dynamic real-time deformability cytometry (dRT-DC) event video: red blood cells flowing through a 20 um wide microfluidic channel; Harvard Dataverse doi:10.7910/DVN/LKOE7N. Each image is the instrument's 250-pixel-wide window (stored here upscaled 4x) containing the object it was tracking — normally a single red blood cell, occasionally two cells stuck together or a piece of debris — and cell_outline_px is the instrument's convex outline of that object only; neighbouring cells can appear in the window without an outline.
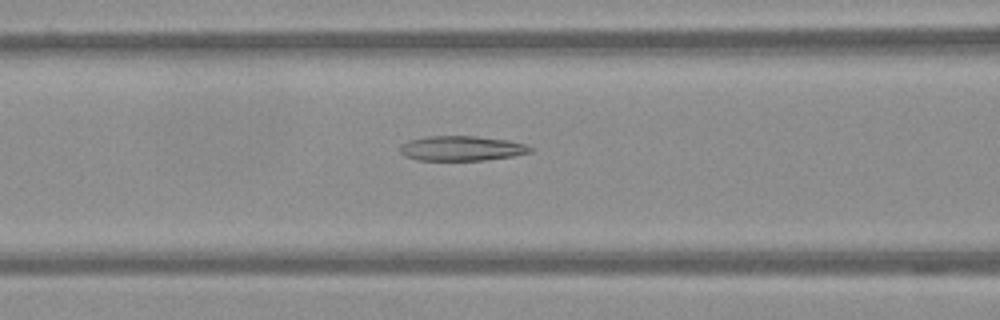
{"species": "Egyptian fruit bat (a non-hibernating species)", "species_latin": "Rousettus aegyptiacus", "temperature_condition": "warm", "stored_images_in_passage": 39, "camera_frame_rate_fps": 3000, "um_per_image_px": 0.085, "frame": {"image": 1, "passage_image": 6, "time_ms": 1.667, "image_size_px": [1000, 320], "cell_outline_px": [[532, 152], [512, 156], [484, 160], [416, 160], [404, 156], [400, 152], [400, 144], [408, 140], [424, 136], [476, 136], [508, 140], [524, 144], [532, 148]], "centroid_in_image_um": [39.18, 12.6], "position_along_channel_um": 127.4, "area_um2": 18.96}}
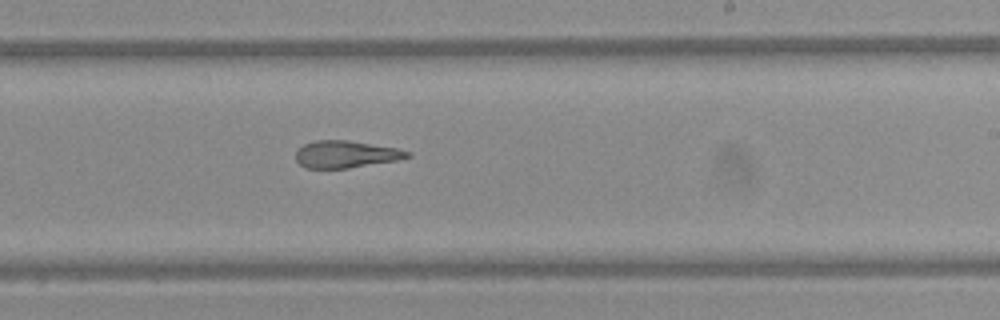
{"frame": {"image": 2, "passage_image": 17, "time_ms": 5.333, "image_size_px": [1000, 320], "cell_outline_px": [[412, 156], [400, 160], [348, 168], [304, 168], [296, 160], [296, 152], [304, 144], [316, 140], [348, 140], [396, 148], [412, 152]], "centroid_in_image_um": [29.43, 13.12], "position_along_channel_um": 259.6, "area_um2": 17.69}}
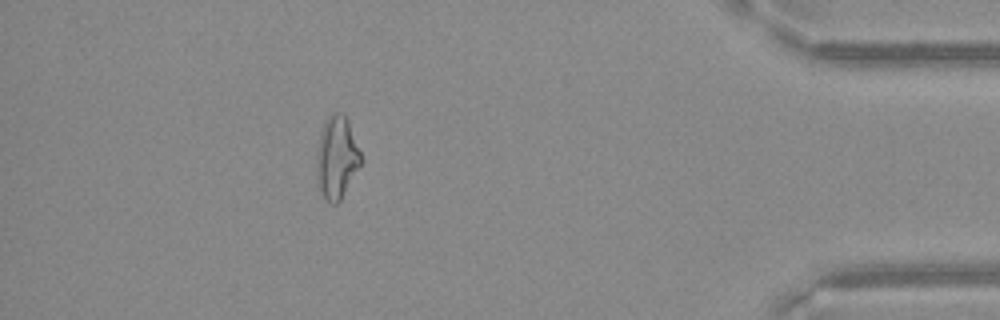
{"frame": {"image": 3, "passage_image": 33, "time_ms": 10.667, "image_size_px": [1000, 320], "cell_outline_px": [[364, 160], [340, 200], [336, 204], [328, 204], [316, 180], [316, 152], [320, 132], [324, 120], [332, 112], [344, 112], [348, 120]], "centroid_in_image_um": [28.62, 13.36], "position_along_channel_um": 406.6, "area_um2": 21.79}}